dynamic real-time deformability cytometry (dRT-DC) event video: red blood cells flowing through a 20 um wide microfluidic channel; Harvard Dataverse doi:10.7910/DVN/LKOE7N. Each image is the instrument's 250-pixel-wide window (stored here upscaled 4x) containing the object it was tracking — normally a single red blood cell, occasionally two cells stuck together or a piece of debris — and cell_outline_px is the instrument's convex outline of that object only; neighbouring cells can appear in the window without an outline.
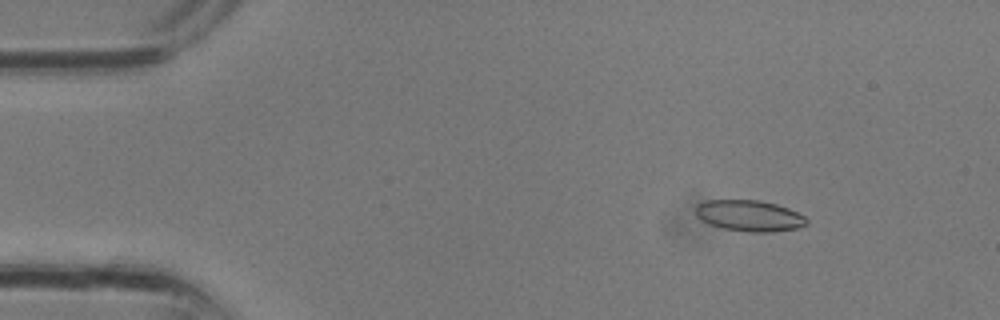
{"species": "common noctule bat (a hibernating species)", "species_latin": "Nyctalus noctula", "temperature_condition": "room temperature", "stored_images_in_passage": 10, "camera_frame_rate_fps": 3000, "um_per_image_px": 0.085, "animal": {"sex": "male", "body_mass_g": 13.3}, "frame": {"image": 1, "passage_image": 4, "time_ms": 1.0, "image_size_px": [1000, 320], "cell_outline_px": [[808, 224], [800, 228], [772, 232], [748, 232], [724, 228], [708, 224], [700, 220], [696, 216], [696, 204], [708, 200], [760, 200], [776, 204], [788, 208], [804, 216], [808, 220]], "centroid_in_image_um": [63.7, 18.34], "position_along_channel_um": 21.3, "area_um2": 20.29}}